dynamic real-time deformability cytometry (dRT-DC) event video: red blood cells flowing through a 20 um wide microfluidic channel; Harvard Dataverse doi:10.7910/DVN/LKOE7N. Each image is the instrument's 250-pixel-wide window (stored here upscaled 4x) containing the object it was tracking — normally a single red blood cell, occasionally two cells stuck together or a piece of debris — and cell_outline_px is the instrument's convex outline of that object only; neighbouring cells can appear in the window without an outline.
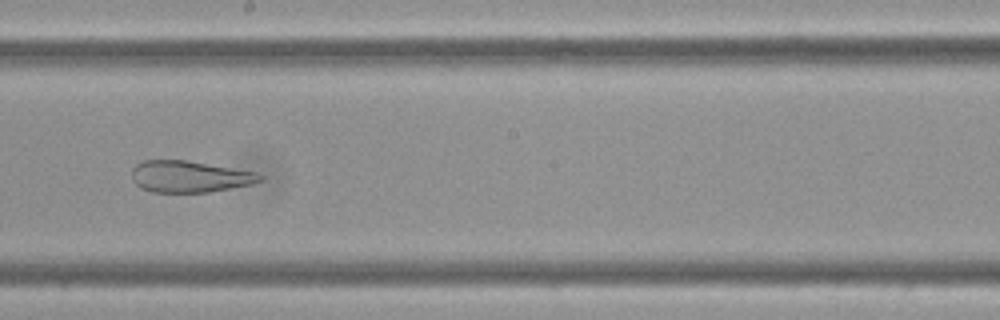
{"species": "Egyptian fruit bat (a non-hibernating species)", "species_latin": "Rousettus aegyptiacus", "temperature_condition": "cold", "stored_images_in_passage": 59, "camera_frame_rate_fps": 3000, "um_per_image_px": 0.085, "frame": {"image": 1, "passage_image": 33, "time_ms": 10.667, "image_size_px": [1000, 320], "cell_outline_px": [[264, 180], [252, 184], [208, 192], [152, 192], [140, 188], [132, 180], [132, 168], [136, 164], [144, 160], [184, 160], [256, 172], [264, 176]], "centroid_in_image_um": [16.1, 15.01], "position_along_channel_um": 232.1, "area_um2": 23.52}}
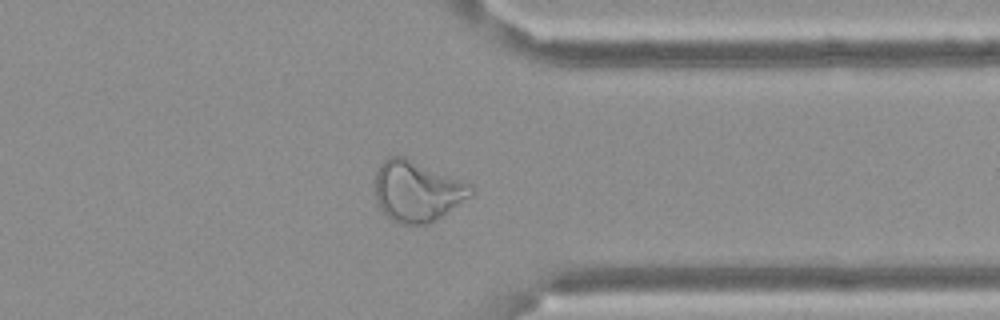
{"frame": {"image": 2, "passage_image": 46, "time_ms": 15.0, "image_size_px": [1000, 320], "cell_outline_px": [[472, 192], [468, 196], [440, 216], [428, 224], [400, 224], [392, 220], [376, 204], [376, 172], [380, 164], [388, 156], [404, 156], [472, 184]], "centroid_in_image_um": [35.4, 16.23], "position_along_channel_um": 376.0, "area_um2": 33.35}}
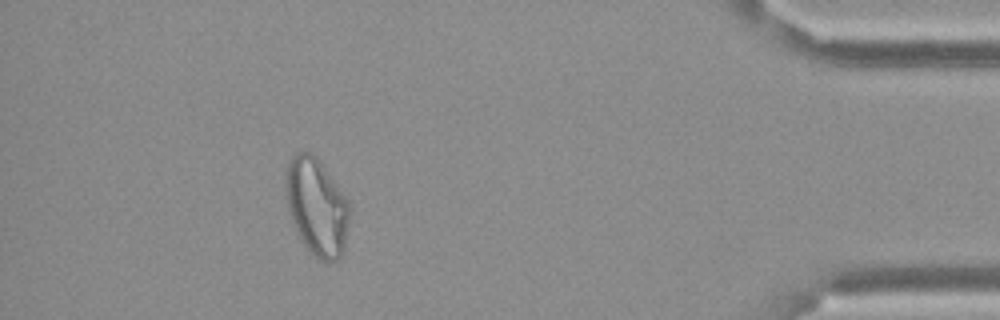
{"frame": {"image": 3, "passage_image": 53, "time_ms": 17.333, "image_size_px": [1000, 320], "cell_outline_px": [[352, 212], [344, 248], [340, 256], [336, 260], [328, 264], [320, 260], [304, 244], [292, 220], [288, 208], [284, 184], [284, 180], [288, 164], [292, 156], [296, 152], [308, 152], [316, 156], [348, 200], [352, 208]], "centroid_in_image_um": [26.95, 17.58], "position_along_channel_um": 408.3, "area_um2": 36.24}}